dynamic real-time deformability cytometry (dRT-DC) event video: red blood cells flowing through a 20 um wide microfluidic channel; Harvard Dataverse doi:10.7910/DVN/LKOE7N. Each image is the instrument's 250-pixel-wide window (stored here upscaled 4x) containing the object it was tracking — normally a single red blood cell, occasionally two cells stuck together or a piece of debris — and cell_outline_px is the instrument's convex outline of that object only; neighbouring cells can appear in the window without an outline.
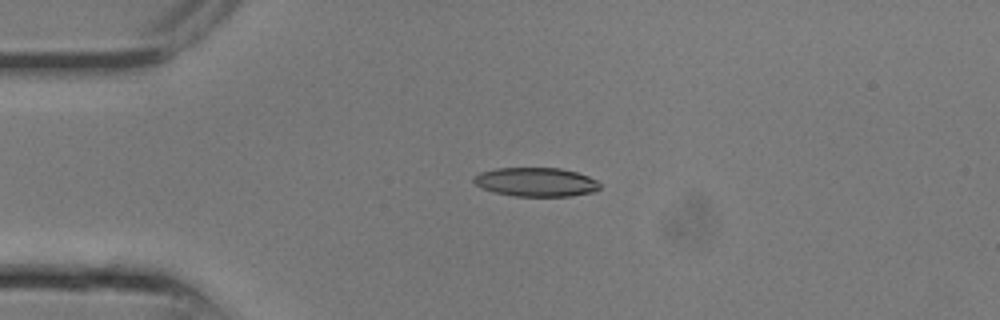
{"species": "common noctule bat (a hibernating species)", "species_latin": "Nyctalus noctula", "temperature_condition": "room temperature", "stored_images_in_passage": 9, "camera_frame_rate_fps": 3000, "um_per_image_px": 0.085, "animal": {"sex": "male", "body_mass_g": 13.3}, "frame": {"image": 1, "passage_image": 6, "time_ms": 1.667, "image_size_px": [1000, 320], "cell_outline_px": [[600, 188], [596, 192], [572, 196], [516, 196], [492, 192], [476, 184], [472, 180], [472, 176], [480, 172], [496, 168], [560, 168], [576, 172], [588, 176], [596, 180], [600, 184]], "centroid_in_image_um": [45.56, 15.47], "position_along_channel_um": 39.4, "area_um2": 21.39}}
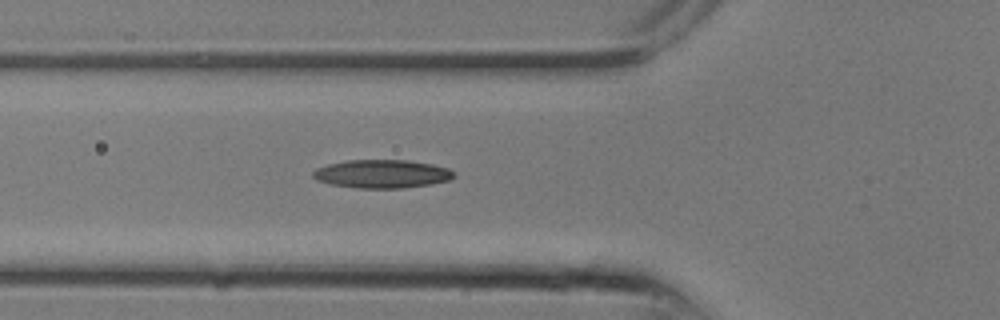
{"frame": {"image": 2, "passage_image": 9, "time_ms": 2.667, "image_size_px": [1000, 320], "cell_outline_px": [[456, 176], [448, 180], [428, 184], [400, 188], [360, 188], [332, 184], [316, 180], [312, 176], [312, 172], [316, 168], [328, 164], [348, 160], [408, 160], [432, 164], [448, 168]], "centroid_in_image_um": [32.44, 14.77], "position_along_channel_um": 93.4, "area_um2": 23.06}}